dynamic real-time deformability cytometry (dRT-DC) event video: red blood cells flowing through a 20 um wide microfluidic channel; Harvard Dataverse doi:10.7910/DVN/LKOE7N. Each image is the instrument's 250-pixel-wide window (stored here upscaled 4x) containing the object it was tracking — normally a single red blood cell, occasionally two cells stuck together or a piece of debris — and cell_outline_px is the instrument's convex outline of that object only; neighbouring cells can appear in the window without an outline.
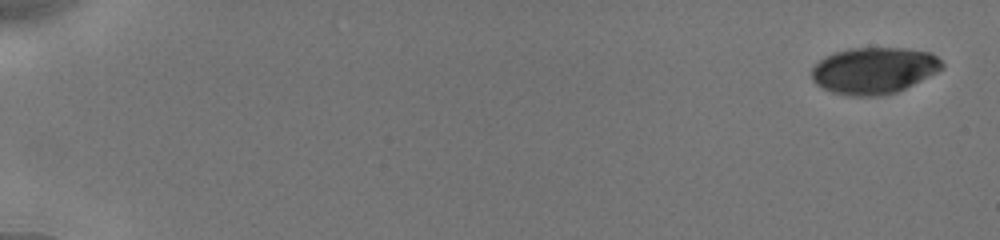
{"species": "human", "species_latin": "Homo sapiens", "temperature_condition": "cold", "stored_images_in_passage": 11, "camera_frame_rate_fps": 3000, "um_per_image_px": 0.085, "donor": {"sex": "male"}, "frame": {"image": 1, "passage_image": 1, "time_ms": 0.0, "image_size_px": [1000, 240], "cell_outline_px": [[944, 68], [896, 92], [880, 96], [844, 96], [832, 92], [816, 84], [812, 80], [812, 68], [824, 56], [832, 52], [848, 48], [908, 48], [932, 52], [944, 64]], "centroid_in_image_um": [74.26, 5.98], "position_along_channel_um": 10.7, "area_um2": 35.49}}
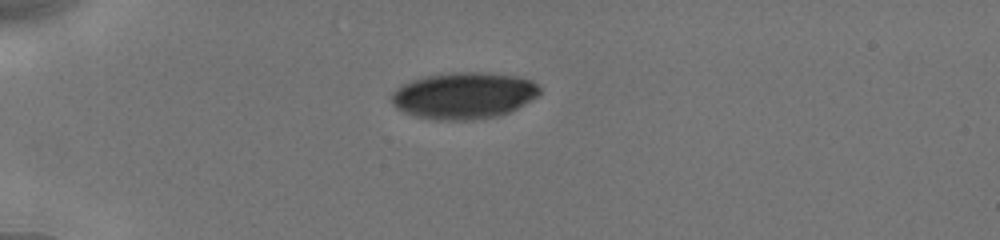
{"frame": {"image": 2, "passage_image": 7, "time_ms": 4.667, "image_size_px": [1000, 240], "cell_outline_px": [[540, 92], [532, 100], [500, 116], [480, 120], [432, 120], [416, 116], [404, 112], [396, 108], [388, 100], [392, 92], [400, 84], [424, 76], [452, 72], [488, 72], [516, 76], [532, 80], [540, 88]], "centroid_in_image_um": [39.38, 8.12], "position_along_channel_um": 45.6, "area_um2": 40.81}}
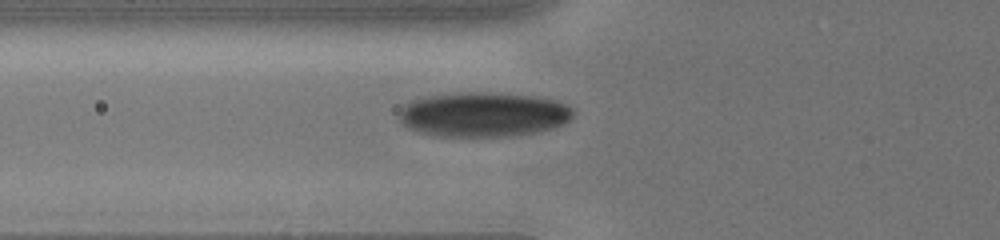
{"frame": {"image": 3, "passage_image": 10, "time_ms": 6.667, "image_size_px": [1000, 240], "cell_outline_px": [[572, 116], [564, 124], [556, 128], [540, 132], [512, 136], [440, 136], [420, 132], [404, 124], [400, 120], [400, 108], [404, 104], [412, 100], [428, 96], [456, 92], [492, 92], [536, 96], [556, 100], [568, 104], [572, 108]], "centroid_in_image_um": [41.14, 9.72], "position_along_channel_um": 84.7, "area_um2": 45.6}}